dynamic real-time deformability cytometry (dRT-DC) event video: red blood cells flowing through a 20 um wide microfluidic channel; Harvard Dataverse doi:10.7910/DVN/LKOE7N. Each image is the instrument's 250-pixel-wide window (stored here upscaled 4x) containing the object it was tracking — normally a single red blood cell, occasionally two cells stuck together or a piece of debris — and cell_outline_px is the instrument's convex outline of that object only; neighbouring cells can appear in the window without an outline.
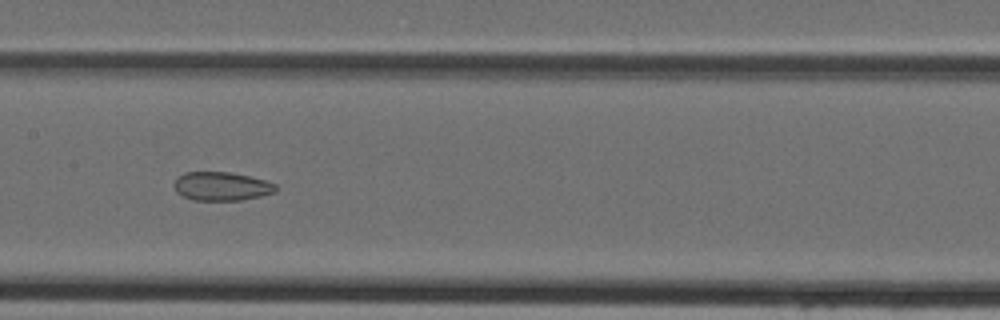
{"species": "Egyptian fruit bat (a non-hibernating species)", "species_latin": "Rousettus aegyptiacus", "temperature_condition": "cold", "stored_images_in_passage": 35, "camera_frame_rate_fps": 3000, "um_per_image_px": 0.085, "animal": {"sex": "female"}, "frame": {"image": 1, "passage_image": 12, "time_ms": 3.667, "image_size_px": [1000, 320], "cell_outline_px": [[276, 192], [260, 196], [240, 200], [192, 200], [176, 192], [172, 184], [176, 176], [184, 172], [228, 172], [248, 176], [264, 180], [276, 184]], "centroid_in_image_um": [18.77, 15.83], "position_along_channel_um": 188.6, "area_um2": 17.05}}
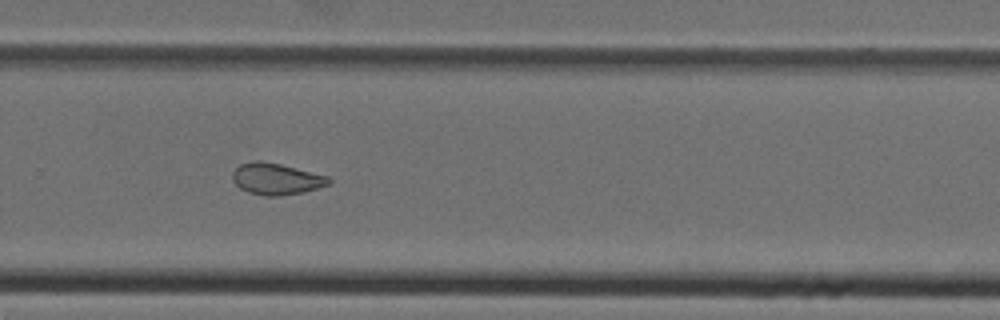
{"frame": {"image": 2, "passage_image": 20, "time_ms": 6.333, "image_size_px": [1000, 320], "cell_outline_px": [[332, 180], [328, 184], [304, 192], [280, 196], [264, 196], [248, 192], [240, 188], [232, 180], [232, 172], [240, 164], [252, 160], [260, 160], [280, 164], [328, 176]], "centroid_in_image_um": [23.44, 15.2], "position_along_channel_um": 306.4, "area_um2": 17.69}}
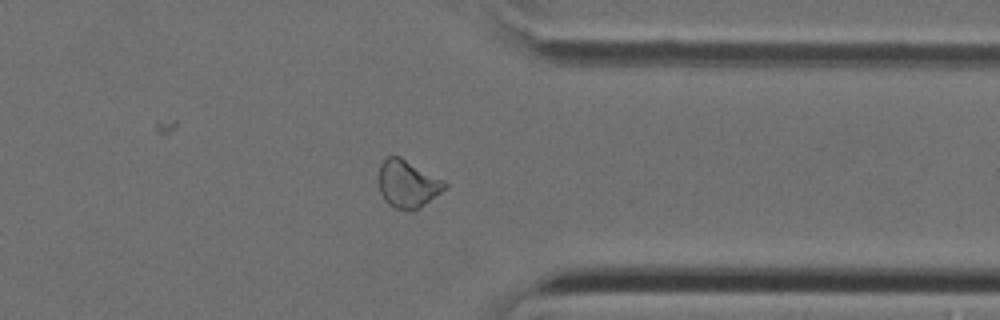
{"frame": {"image": 3, "passage_image": 25, "time_ms": 8.0, "image_size_px": [1000, 320], "cell_outline_px": [[448, 188], [420, 208], [396, 208], [388, 204], [384, 200], [380, 192], [380, 164], [388, 156], [400, 156], [444, 180], [448, 184]], "centroid_in_image_um": [34.69, 15.62], "position_along_channel_um": 376.7, "area_um2": 18.09}}